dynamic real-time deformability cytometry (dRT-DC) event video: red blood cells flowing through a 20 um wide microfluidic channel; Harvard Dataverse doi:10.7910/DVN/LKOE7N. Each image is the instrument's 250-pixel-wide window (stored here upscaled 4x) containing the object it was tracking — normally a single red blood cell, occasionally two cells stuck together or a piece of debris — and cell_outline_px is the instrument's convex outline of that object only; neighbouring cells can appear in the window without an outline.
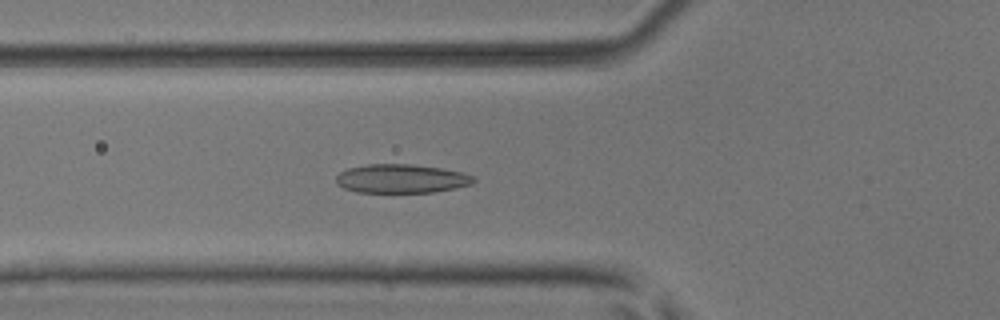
{"species": "common noctule bat (a hibernating species)", "species_latin": "Nyctalus noctula", "temperature_condition": "room temperature", "stored_images_in_passage": 36, "camera_frame_rate_fps": 3000, "um_per_image_px": 0.085, "animal": {"sex": "male", "body_mass_g": 17.9, "forearm_length_mm": 54.2}, "frame": {"image": 1, "passage_image": 18, "time_ms": 5.667, "image_size_px": [1000, 320], "cell_outline_px": [[476, 180], [472, 184], [456, 188], [432, 192], [356, 192], [344, 188], [336, 184], [336, 176], [340, 172], [348, 168], [368, 164], [412, 164], [440, 168], [464, 172], [476, 176]], "centroid_in_image_um": [34.14, 15.18], "position_along_channel_um": 91.7, "area_um2": 23.24}}
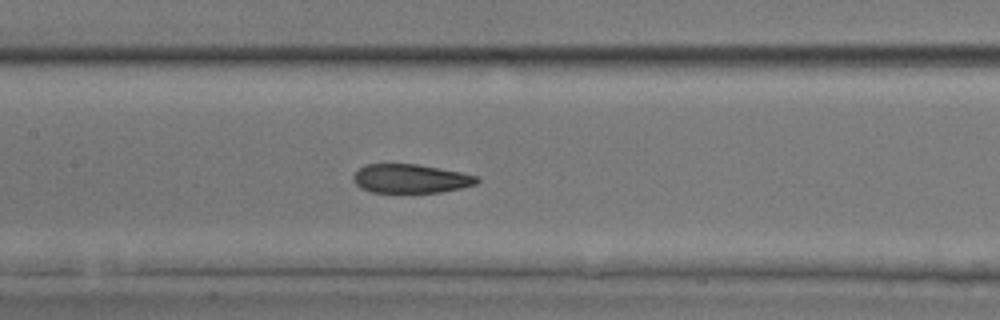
{"frame": {"image": 2, "passage_image": 24, "time_ms": 7.667, "image_size_px": [1000, 320], "cell_outline_px": [[480, 180], [476, 184], [460, 188], [440, 192], [372, 192], [360, 188], [352, 180], [352, 176], [364, 164], [416, 164], [440, 168], [480, 176]], "centroid_in_image_um": [34.9, 15.18], "position_along_channel_um": 172.5, "area_um2": 20.81}}
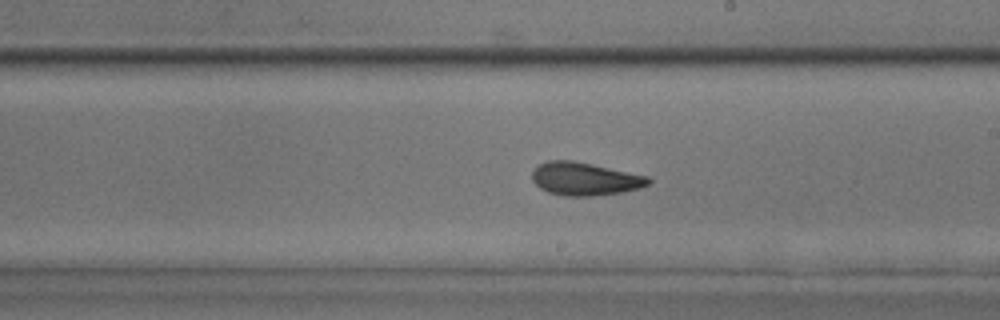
{"frame": {"image": 3, "passage_image": 29, "time_ms": 9.333, "image_size_px": [1000, 320], "cell_outline_px": [[652, 180], [648, 184], [640, 188], [624, 192], [592, 196], [564, 196], [548, 192], [540, 188], [532, 180], [532, 168], [548, 160], [572, 160], [592, 164], [648, 176]], "centroid_in_image_um": [49.69, 15.2], "position_along_channel_um": 239.3, "area_um2": 22.48}}